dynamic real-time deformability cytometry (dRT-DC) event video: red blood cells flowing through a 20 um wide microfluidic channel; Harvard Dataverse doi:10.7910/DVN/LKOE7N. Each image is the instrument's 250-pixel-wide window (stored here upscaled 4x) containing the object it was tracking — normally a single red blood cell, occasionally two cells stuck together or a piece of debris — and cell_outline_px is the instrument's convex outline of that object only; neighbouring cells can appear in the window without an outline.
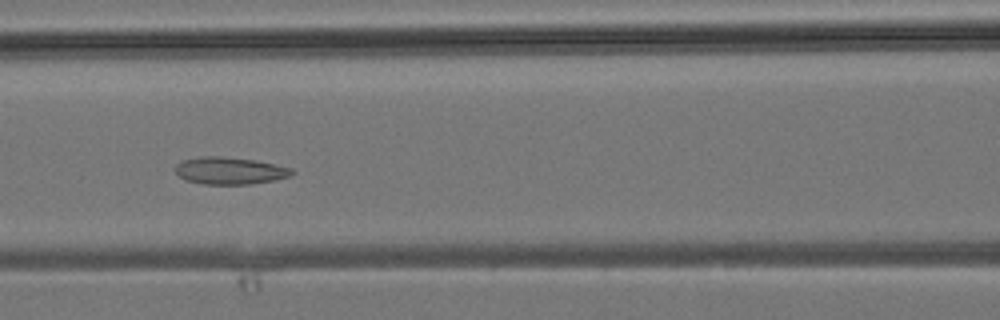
{"species": "common noctule bat (a hibernating species)", "species_latin": "Nyctalus noctula", "temperature_condition": "room temperature", "stored_images_in_passage": 26, "camera_frame_rate_fps": 3000, "um_per_image_px": 0.085, "animal": {"sex": "male", "body_mass_g": 19.2, "forearm_length_mm": 51.8}, "frame": {"image": 1, "passage_image": 8, "time_ms": 2.333, "image_size_px": [1000, 320], "cell_outline_px": [[296, 172], [288, 176], [272, 180], [248, 184], [204, 184], [184, 180], [176, 172], [176, 164], [180, 160], [200, 156], [224, 156], [256, 160], [292, 168]], "centroid_in_image_um": [19.5, 14.49], "position_along_channel_um": 147.1, "area_um2": 18.5}}
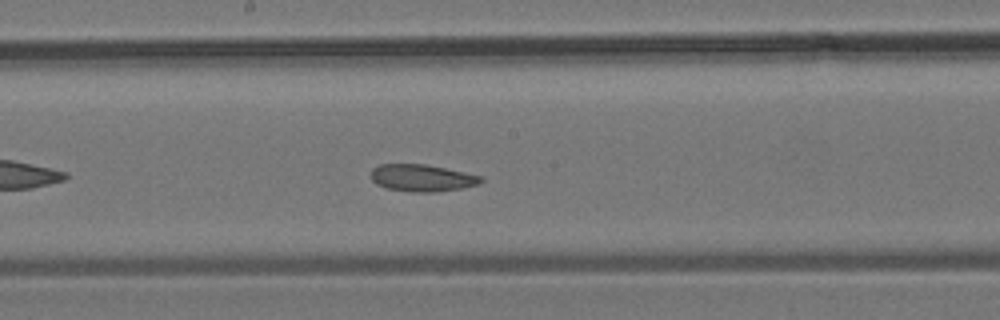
{"frame": {"image": 2, "passage_image": 12, "time_ms": 3.667, "image_size_px": [1000, 320], "cell_outline_px": [[484, 180], [480, 184], [464, 188], [436, 192], [412, 192], [388, 188], [376, 184], [372, 180], [372, 168], [380, 164], [424, 164], [484, 176]], "centroid_in_image_um": [35.92, 15.13], "position_along_channel_um": 212.3, "area_um2": 17.4}}
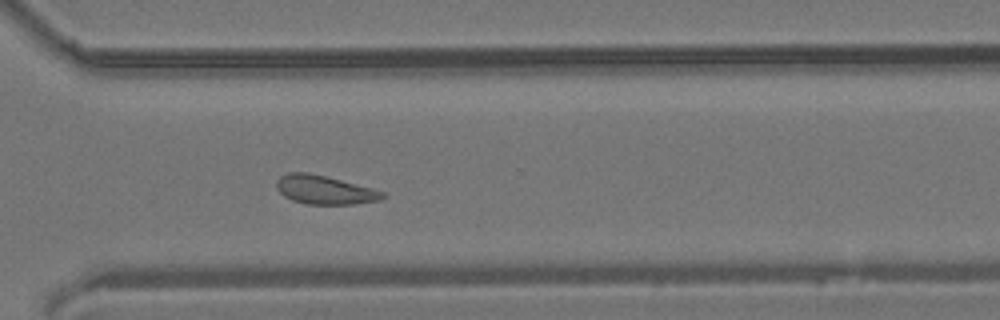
{"frame": {"image": 3, "passage_image": 20, "time_ms": 6.333, "image_size_px": [1000, 320], "cell_outline_px": [[388, 196], [380, 200], [352, 204], [304, 204], [292, 200], [284, 196], [276, 188], [276, 180], [280, 176], [288, 172], [308, 172], [324, 176], [384, 192]], "centroid_in_image_um": [27.54, 16.14], "position_along_channel_um": 343.1, "area_um2": 17.57}}